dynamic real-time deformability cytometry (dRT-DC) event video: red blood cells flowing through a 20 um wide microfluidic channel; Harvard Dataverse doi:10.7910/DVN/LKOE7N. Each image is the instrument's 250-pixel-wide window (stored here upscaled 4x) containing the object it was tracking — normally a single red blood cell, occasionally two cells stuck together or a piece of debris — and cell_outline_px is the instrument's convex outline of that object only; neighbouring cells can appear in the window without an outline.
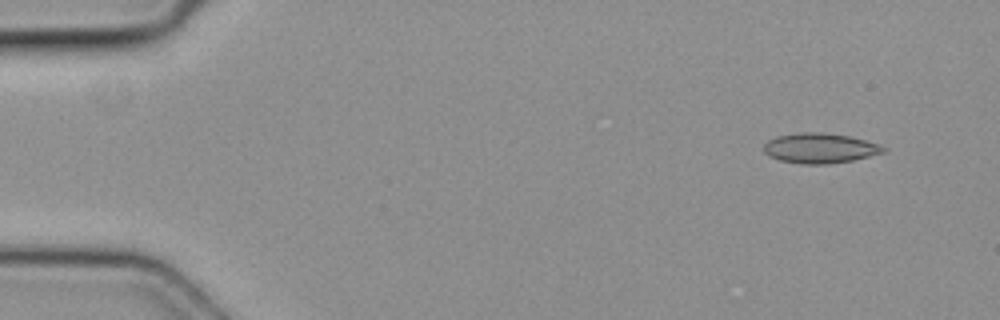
{"species": "common noctule bat (a hibernating species)", "species_latin": "Nyctalus noctula", "temperature_condition": "cold", "stored_images_in_passage": 5, "camera_frame_rate_fps": 3000, "um_per_image_px": 0.085, "animal": {"sex": "female", "body_mass_g": 19.3, "forearm_length_mm": 54.1}, "frame": {"image": 1, "passage_image": 1, "time_ms": 0.0, "image_size_px": [1000, 320], "cell_outline_px": [[888, 148], [884, 152], [852, 160], [828, 164], [804, 164], [780, 160], [768, 156], [764, 152], [764, 144], [768, 140], [776, 136], [800, 132], [824, 132], [848, 136], [880, 144]], "centroid_in_image_um": [69.68, 12.59], "position_along_channel_um": 15.3, "area_um2": 20.92}}
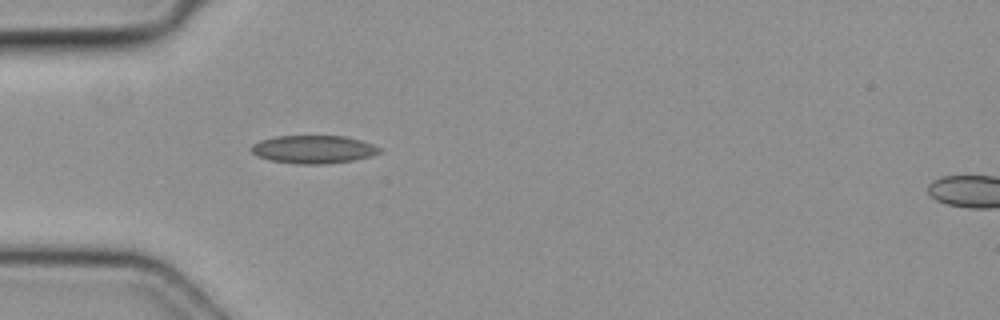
{"frame": {"image": 2, "passage_image": 4, "time_ms": 1.0, "image_size_px": [1000, 320], "cell_outline_px": [[380, 152], [372, 156], [352, 160], [324, 164], [296, 164], [268, 160], [256, 156], [248, 148], [252, 144], [260, 140], [276, 136], [344, 136], [360, 140], [372, 144], [380, 148]], "centroid_in_image_um": [26.58, 12.7], "position_along_channel_um": 58.4, "area_um2": 21.04}}